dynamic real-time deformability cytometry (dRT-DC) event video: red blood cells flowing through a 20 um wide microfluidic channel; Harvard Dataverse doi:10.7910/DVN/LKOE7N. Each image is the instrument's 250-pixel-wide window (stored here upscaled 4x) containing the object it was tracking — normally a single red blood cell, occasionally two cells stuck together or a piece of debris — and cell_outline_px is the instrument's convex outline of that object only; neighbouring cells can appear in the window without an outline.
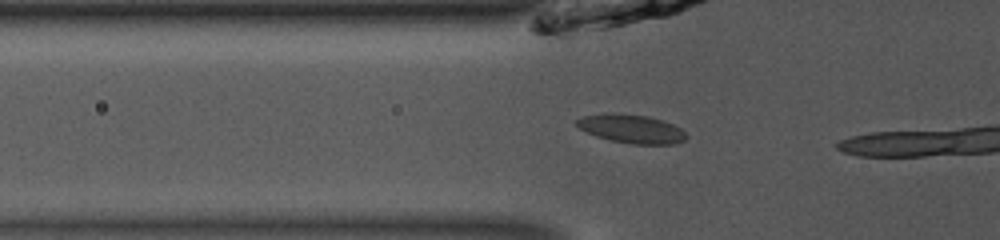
{"species": "common noctule bat (a hibernating species)", "species_latin": "Nyctalus noctula", "temperature_condition": "room temperature", "stored_images_in_passage": 6, "camera_frame_rate_fps": 3000, "um_per_image_px": 0.085, "animal": {"sex": "male", "body_mass_g": 13.0, "forearm_length_mm": 53.1}, "frame": {"image": 1, "passage_image": 4, "time_ms": 1.0, "image_size_px": [1000, 240], "cell_outline_px": [[688, 136], [684, 140], [672, 144], [632, 144], [612, 140], [596, 136], [580, 128], [576, 124], [576, 120], [584, 116], [604, 112], [612, 112], [648, 116], [664, 120], [680, 128]], "centroid_in_image_um": [53.67, 10.93], "position_along_channel_um": 72.1, "area_um2": 18.26}}